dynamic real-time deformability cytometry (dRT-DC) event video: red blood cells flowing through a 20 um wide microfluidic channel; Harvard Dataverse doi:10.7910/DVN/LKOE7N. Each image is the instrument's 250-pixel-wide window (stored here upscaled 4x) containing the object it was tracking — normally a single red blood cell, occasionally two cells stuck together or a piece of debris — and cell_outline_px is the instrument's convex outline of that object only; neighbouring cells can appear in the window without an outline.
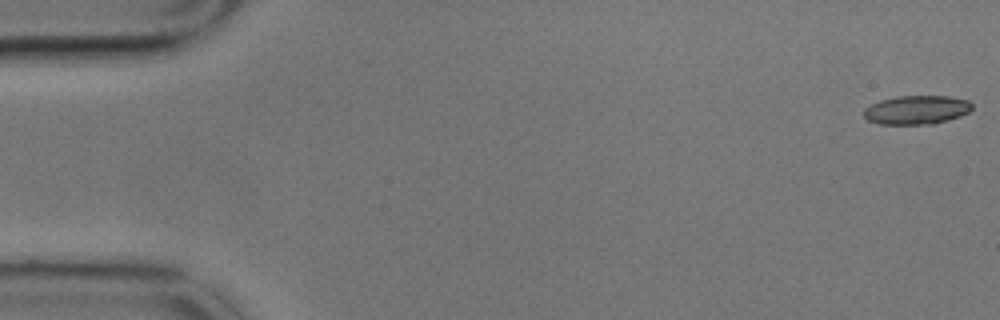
{"species": "common noctule bat (a hibernating species)", "species_latin": "Nyctalus noctula", "temperature_condition": "cold", "stored_images_in_passage": 58, "camera_frame_rate_fps": 3000, "um_per_image_px": 0.085, "animal": {"sex": "male", "body_mass_g": 17.9}, "frame": {"image": 1, "passage_image": 1, "time_ms": 0.0, "image_size_px": [1000, 320], "cell_outline_px": [[972, 108], [968, 112], [960, 116], [948, 120], [932, 124], [880, 124], [868, 120], [864, 116], [864, 108], [880, 100], [896, 96], [948, 96], [968, 100], [972, 104]], "centroid_in_image_um": [77.91, 9.33], "position_along_channel_um": 7.1, "area_um2": 18.15}}
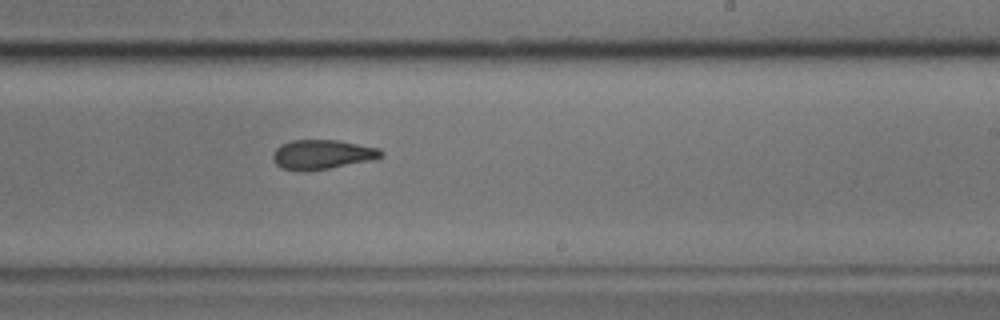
{"frame": {"image": 2, "passage_image": 35, "time_ms": 11.333, "image_size_px": [1000, 320], "cell_outline_px": [[384, 156], [380, 160], [328, 168], [280, 168], [272, 160], [272, 152], [280, 144], [292, 140], [340, 140], [380, 148], [384, 152]], "centroid_in_image_um": [27.5, 13.09], "position_along_channel_um": 261.5, "area_um2": 18.55}}
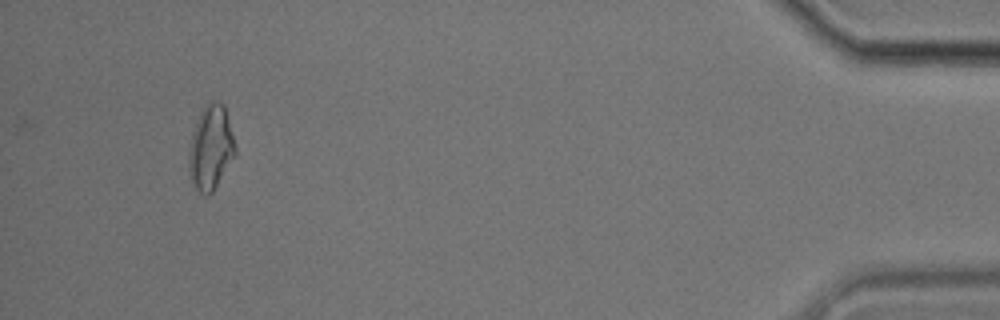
{"frame": {"image": 3, "passage_image": 55, "time_ms": 18.0, "image_size_px": [1000, 320], "cell_outline_px": [[236, 156], [212, 192], [208, 196], [204, 196], [196, 188], [192, 180], [188, 168], [188, 152], [192, 132], [196, 120], [204, 104], [208, 100], [216, 100], [224, 104], [236, 148]], "centroid_in_image_um": [17.91, 12.52], "position_along_channel_um": 417.3, "area_um2": 23.12}, "authors_computed_cell_mechanics": {"area_um2": 19.2763, "velocity_mm_per_s": 3.4153, "shape_relaxation_time_tau1_ms": null, "shape_relaxation_time_tau2_ms": 3.07, "deformation_change_tau1": null, "deformation_change_tau2": 0.0974}}